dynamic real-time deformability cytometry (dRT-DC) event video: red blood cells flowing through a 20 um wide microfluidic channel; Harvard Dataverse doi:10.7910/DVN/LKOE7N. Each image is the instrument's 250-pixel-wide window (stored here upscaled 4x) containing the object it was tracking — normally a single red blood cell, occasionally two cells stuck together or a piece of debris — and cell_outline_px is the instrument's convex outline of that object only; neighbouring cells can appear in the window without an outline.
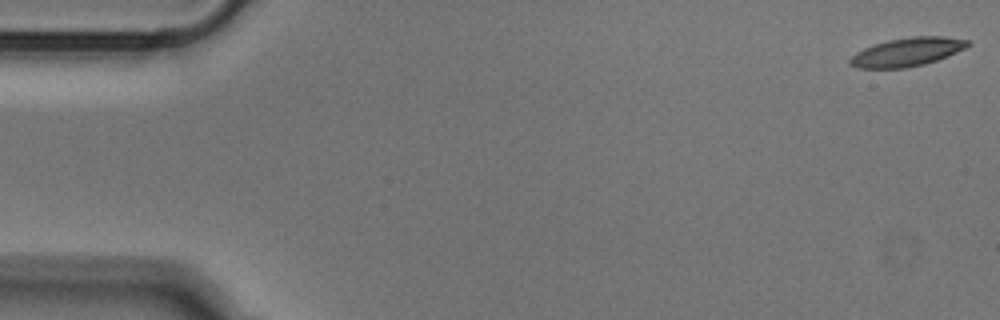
{"species": "Egyptian fruit bat (a non-hibernating species)", "species_latin": "Rousettus aegyptiacus", "temperature_condition": "cold", "stored_images_in_passage": 52, "camera_frame_rate_fps": 3000, "um_per_image_px": 0.085, "animal": {"sex": "male"}, "frame": {"image": 1, "passage_image": 1, "time_ms": 0.0, "image_size_px": [1000, 320], "cell_outline_px": [[972, 44], [956, 52], [936, 60], [924, 64], [904, 68], [856, 68], [848, 64], [848, 60], [856, 52], [864, 48], [888, 40], [912, 36], [944, 36], [968, 40]], "centroid_in_image_um": [77.08, 4.42], "position_along_channel_um": 7.9, "area_um2": 19.48}}
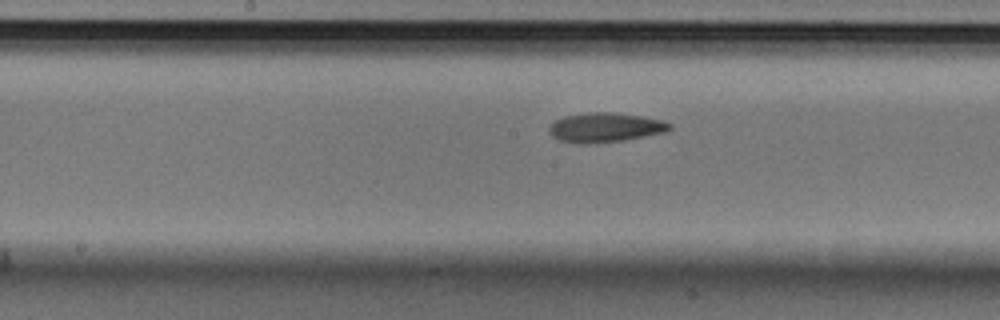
{"frame": {"image": 2, "passage_image": 26, "time_ms": 8.333, "image_size_px": [1000, 320], "cell_outline_px": [[672, 128], [664, 132], [624, 140], [584, 144], [580, 144], [560, 140], [552, 136], [548, 132], [548, 128], [556, 120], [564, 116], [588, 112], [612, 112], [640, 116], [664, 120], [672, 124]], "centroid_in_image_um": [51.43, 10.83], "position_along_channel_um": 196.8, "area_um2": 20.63}}
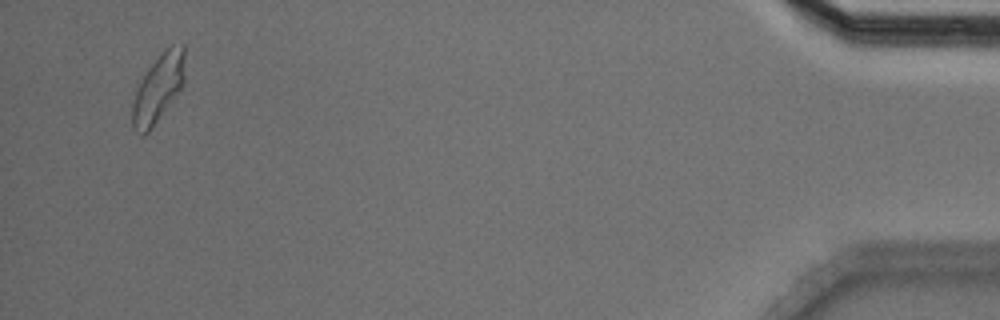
{"frame": {"image": 3, "passage_image": 50, "time_ms": 16.333, "image_size_px": [1000, 320], "cell_outline_px": [[184, 80], [180, 88], [148, 132], [144, 136], [140, 136], [132, 128], [132, 104], [136, 88], [140, 80], [148, 68], [164, 48], [172, 44], [184, 44]], "centroid_in_image_um": [13.41, 7.47], "position_along_channel_um": 421.8, "area_um2": 20.63}}